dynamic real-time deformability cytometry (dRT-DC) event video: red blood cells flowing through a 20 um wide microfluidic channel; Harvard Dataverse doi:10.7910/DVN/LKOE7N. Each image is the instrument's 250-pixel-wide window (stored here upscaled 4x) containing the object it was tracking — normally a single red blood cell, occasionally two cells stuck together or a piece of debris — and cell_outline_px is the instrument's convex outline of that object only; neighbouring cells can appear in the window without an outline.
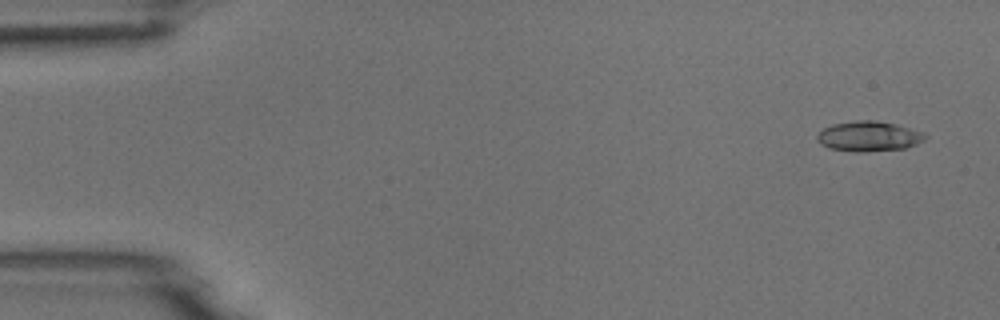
{"species": "common noctule bat (a hibernating species)", "species_latin": "Nyctalus noctula", "temperature_condition": "room temperature", "stored_images_in_passage": 2, "camera_frame_rate_fps": 3000, "um_per_image_px": 0.085, "animal": {"sex": "male", "body_mass_g": 18.8}, "frame": {"image": 1, "passage_image": 1, "time_ms": 0.0, "image_size_px": [1000, 320], "cell_outline_px": [[928, 136], [924, 140], [916, 144], [904, 148], [864, 152], [856, 152], [828, 148], [820, 144], [816, 140], [816, 136], [824, 128], [832, 124], [856, 120], [876, 120], [924, 132]], "centroid_in_image_um": [73.81, 11.59], "position_along_channel_um": 11.2, "area_um2": 18.9}}